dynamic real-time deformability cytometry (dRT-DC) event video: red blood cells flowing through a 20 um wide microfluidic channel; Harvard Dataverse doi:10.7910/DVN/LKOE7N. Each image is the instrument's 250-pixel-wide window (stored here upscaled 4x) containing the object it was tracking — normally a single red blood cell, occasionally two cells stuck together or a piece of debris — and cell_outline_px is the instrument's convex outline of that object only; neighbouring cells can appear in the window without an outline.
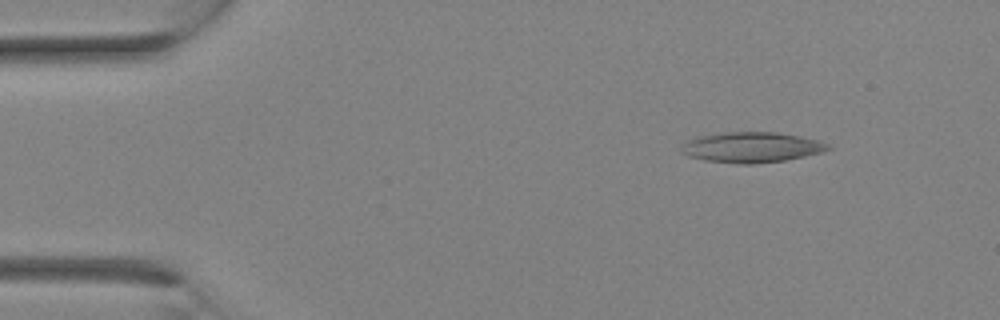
{"species": "Egyptian fruit bat (a non-hibernating species)", "species_latin": "Rousettus aegyptiacus", "temperature_condition": "room temperature", "stored_images_in_passage": 14, "camera_frame_rate_fps": 3000, "um_per_image_px": 0.085, "animal": {"sex": "female"}, "frame": {"image": 1, "passage_image": 4, "time_ms": 1.0, "image_size_px": [1000, 320], "cell_outline_px": [[832, 148], [820, 152], [804, 156], [784, 160], [752, 164], [740, 164], [704, 160], [688, 156], [680, 152], [680, 148], [688, 140], [700, 136], [724, 132], [776, 132], [800, 136], [816, 140], [828, 144]], "centroid_in_image_um": [63.85, 12.52], "position_along_channel_um": 21.2, "area_um2": 25.78}}
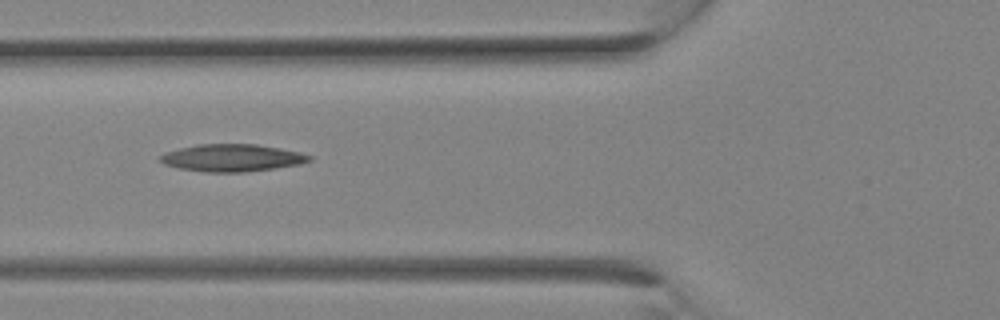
{"frame": {"image": 2, "passage_image": 11, "time_ms": 3.333, "image_size_px": [1000, 320], "cell_outline_px": [[312, 160], [300, 164], [276, 168], [244, 172], [204, 172], [180, 168], [164, 164], [156, 160], [164, 152], [180, 148], [200, 144], [256, 144], [280, 148], [300, 152], [312, 156]], "centroid_in_image_um": [19.72, 13.42], "position_along_channel_um": 106.1, "area_um2": 23.81}}
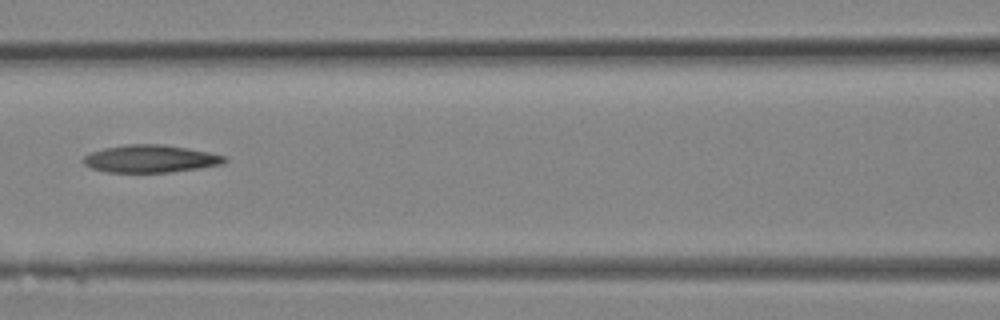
{"frame": {"image": 3, "passage_image": 13, "time_ms": 4.0, "image_size_px": [1000, 320], "cell_outline_px": [[228, 160], [224, 164], [200, 168], [172, 172], [104, 172], [92, 168], [84, 164], [84, 156], [92, 152], [104, 148], [124, 144], [164, 144], [188, 148], [228, 156]], "centroid_in_image_um": [12.84, 13.49], "position_along_channel_um": 153.8, "area_um2": 22.83}}